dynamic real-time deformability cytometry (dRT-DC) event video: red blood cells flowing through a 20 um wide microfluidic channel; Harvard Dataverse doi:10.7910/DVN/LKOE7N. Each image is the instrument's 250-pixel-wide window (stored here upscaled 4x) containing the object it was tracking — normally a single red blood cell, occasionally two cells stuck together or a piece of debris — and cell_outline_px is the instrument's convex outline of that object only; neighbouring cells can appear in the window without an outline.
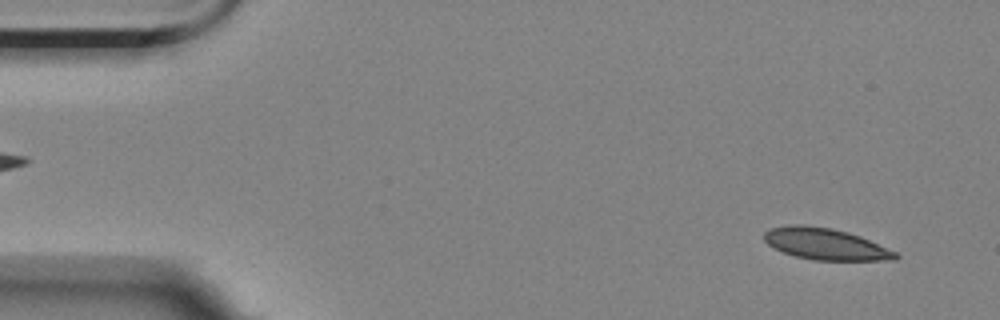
{"species": "Egyptian fruit bat (a non-hibernating species)", "species_latin": "Rousettus aegyptiacus", "temperature_condition": "room temperature", "stored_images_in_passage": 14, "camera_frame_rate_fps": 3000, "um_per_image_px": 0.085, "animal": {"sex": "female"}, "frame": {"image": 1, "passage_image": 3, "time_ms": 0.667, "image_size_px": [1000, 320], "cell_outline_px": [[900, 256], [896, 260], [812, 260], [796, 256], [784, 252], [768, 244], [764, 240], [764, 232], [772, 228], [788, 224], [804, 224], [832, 228], [848, 232], [860, 236], [896, 252]], "centroid_in_image_um": [70.16, 20.73], "position_along_channel_um": 14.8, "area_um2": 24.04}}